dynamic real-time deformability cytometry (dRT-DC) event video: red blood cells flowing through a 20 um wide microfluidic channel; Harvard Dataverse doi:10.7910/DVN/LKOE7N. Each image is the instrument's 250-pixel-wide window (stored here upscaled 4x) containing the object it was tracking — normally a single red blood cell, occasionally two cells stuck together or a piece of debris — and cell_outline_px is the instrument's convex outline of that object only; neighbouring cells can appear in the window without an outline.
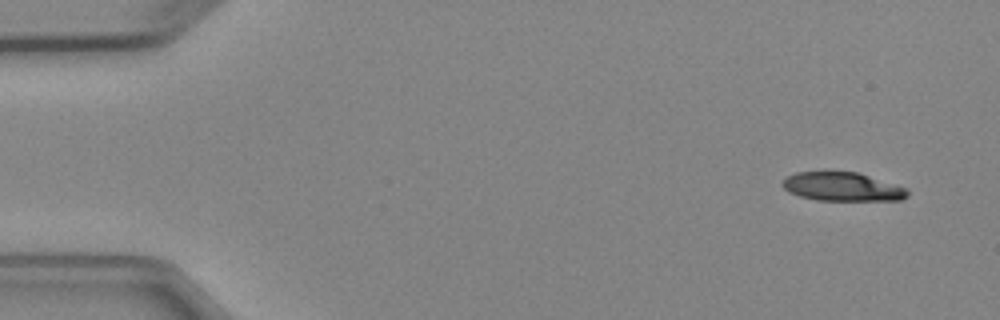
{"species": "Egyptian fruit bat (a non-hibernating species)", "species_latin": "Rousettus aegyptiacus", "temperature_condition": "cold", "stored_images_in_passage": 3, "segment_of_instrument_passage": [2, 2], "camera_frame_rate_fps": 3000, "um_per_image_px": 0.085, "animal": {"sex": "female"}, "frame": {"image": 1, "passage_image": 3, "time_ms": 3.0, "image_size_px": [1000, 320], "cell_outline_px": [[908, 196], [900, 200], [816, 200], [800, 196], [788, 192], [780, 184], [788, 176], [796, 172], [856, 172], [896, 184], [908, 188]], "centroid_in_image_um": [71.6, 15.88], "position_along_channel_um": 13.4, "area_um2": 20.81}}